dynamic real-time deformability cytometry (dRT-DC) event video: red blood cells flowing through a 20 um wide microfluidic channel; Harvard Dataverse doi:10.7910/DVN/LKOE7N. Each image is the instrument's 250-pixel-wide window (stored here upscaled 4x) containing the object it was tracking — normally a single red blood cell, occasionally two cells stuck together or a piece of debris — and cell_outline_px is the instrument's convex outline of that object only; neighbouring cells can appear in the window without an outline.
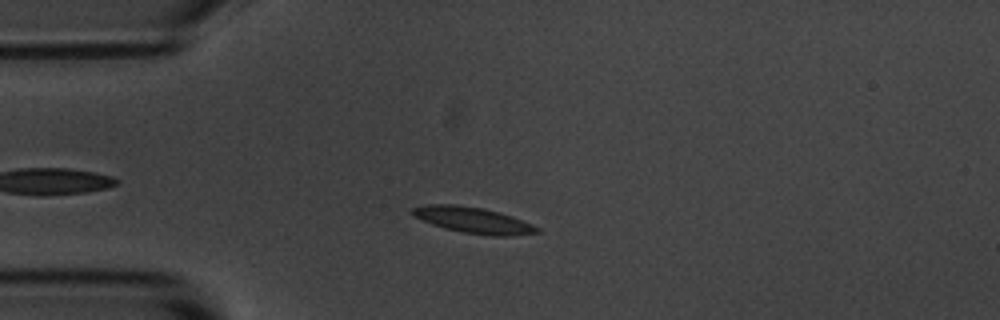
{"species": "common noctule bat (a hibernating species)", "species_latin": "Nyctalus noctula", "temperature_condition": "room temperature", "stored_images_in_passage": 50, "camera_frame_rate_fps": 3000, "um_per_image_px": 0.085, "animal": {"sex": "male", "body_mass_g": 20.1, "forearm_length_mm": 53.5}, "frame": {"image": 1, "passage_image": 8, "time_ms": 2.333, "image_size_px": [1000, 320], "cell_outline_px": [[540, 232], [512, 236], [492, 236], [464, 232], [444, 228], [432, 224], [412, 216], [408, 212], [412, 208], [424, 204], [456, 204], [484, 208], [500, 212], [512, 216], [532, 224], [540, 228]], "centroid_in_image_um": [40.19, 18.7], "position_along_channel_um": 44.8, "area_um2": 19.13}}
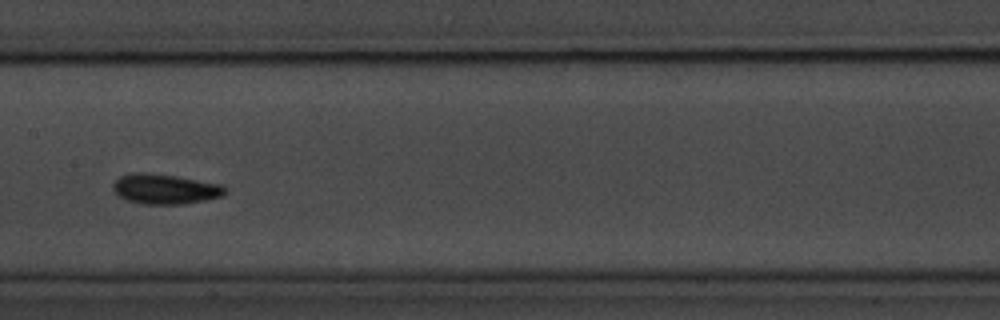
{"frame": {"image": 2, "passage_image": 22, "time_ms": 7.0, "image_size_px": [1000, 320], "cell_outline_px": [[228, 192], [224, 196], [204, 200], [180, 204], [144, 204], [124, 200], [112, 188], [112, 184], [120, 176], [132, 172], [140, 172], [176, 176], [220, 184]], "centroid_in_image_um": [14.01, 16.07], "position_along_channel_um": 193.4, "area_um2": 19.54}}
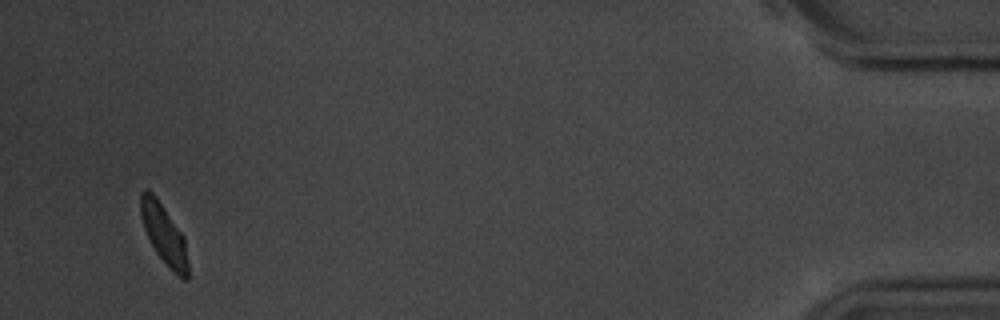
{"frame": {"image": 3, "passage_image": 48, "time_ms": 15.667, "image_size_px": [1000, 320], "cell_outline_px": [[188, 280], [184, 280], [156, 252], [144, 228], [140, 216], [140, 192], [144, 188], [148, 188], [156, 196], [184, 236], [188, 264]], "centroid_in_image_um": [13.91, 19.82], "position_along_channel_um": 421.3, "area_um2": 16.18}, "authors_computed_cell_mechanics": {"area_um2": 17.34, "velocity_mm_per_s": 3.5504, "shape_relaxation_time_tau1_ms": 2.2407, "shape_relaxation_time_tau2_ms": 3.1412, "deformation_change_tau1": 0.1384, "deformation_change_tau2": 0.083}}